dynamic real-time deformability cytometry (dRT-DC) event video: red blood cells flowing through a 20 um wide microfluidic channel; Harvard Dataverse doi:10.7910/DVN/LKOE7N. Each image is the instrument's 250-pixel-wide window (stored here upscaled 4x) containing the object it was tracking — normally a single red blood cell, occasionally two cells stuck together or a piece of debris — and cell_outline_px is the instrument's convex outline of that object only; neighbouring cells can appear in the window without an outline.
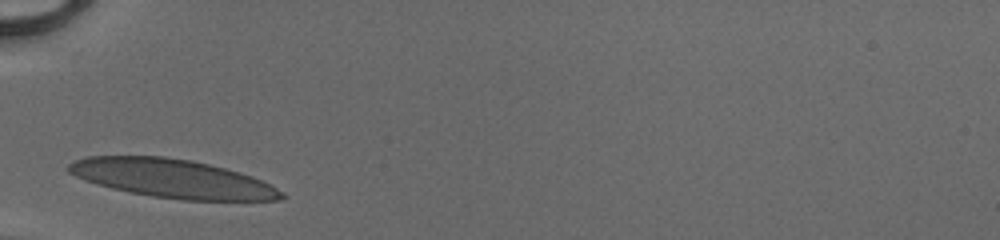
{"species": "human", "species_latin": "Homo sapiens", "temperature_condition": "cold", "stored_images_in_passage": 25, "camera_frame_rate_fps": 3000, "um_per_image_px": 0.085, "donor": {"sex": "male"}, "frame": {"image": 1, "passage_image": 1, "time_ms": 0.0, "image_size_px": [1000, 240], "cell_outline_px": [[284, 196], [276, 200], [184, 200], [152, 196], [112, 188], [96, 184], [84, 180], [68, 172], [68, 164], [72, 160], [88, 156], [164, 156], [192, 160], [240, 172], [252, 176], [276, 188]], "centroid_in_image_um": [14.58, 15.16], "position_along_channel_um": 70.4, "area_um2": 47.4}}
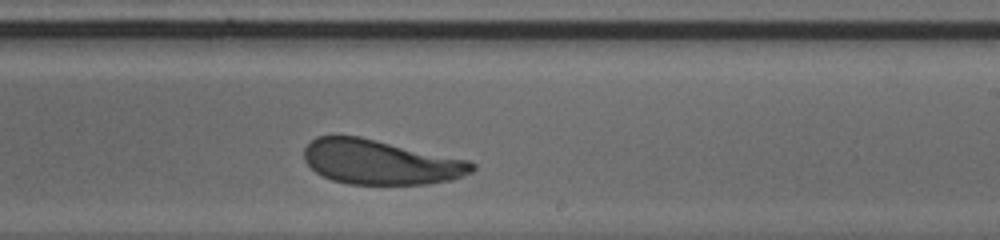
{"frame": {"image": 2, "passage_image": 15, "time_ms": 4.667, "image_size_px": [1000, 240], "cell_outline_px": [[476, 168], [472, 172], [452, 180], [428, 184], [348, 184], [332, 180], [316, 172], [304, 160], [304, 148], [316, 136], [360, 136], [468, 160], [476, 164]], "centroid_in_image_um": [32.35, 13.78], "position_along_channel_um": 256.7, "area_um2": 43.64}}
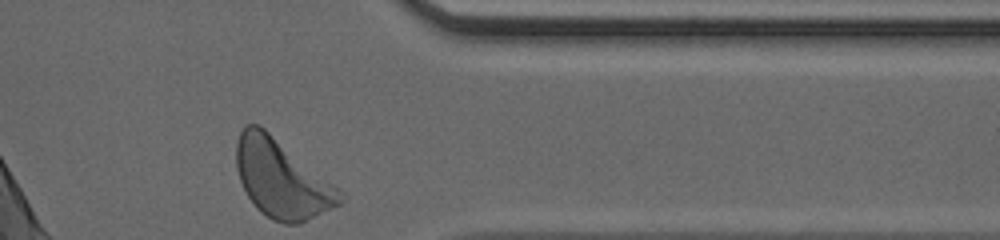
{"frame": {"image": 3, "passage_image": 25, "time_ms": 8.0, "image_size_px": [1000, 240], "cell_outline_px": [[344, 200], [340, 204], [300, 224], [284, 224], [272, 220], [260, 212], [256, 208], [248, 196], [240, 180], [236, 168], [236, 144], [240, 132], [248, 124], [256, 124], [264, 128], [336, 188], [344, 196]], "centroid_in_image_um": [23.89, 15.24], "position_along_channel_um": 387.5, "area_um2": 46.07}, "authors_computed_cell_mechanics": {"area_um2": 44.5638, "velocity_mm_per_s": 4.084, "shape_relaxation_time_tau1_ms": 2.846, "shape_relaxation_time_tau2_ms": 0.7541, "deformation_change_tau1": 0.12, "deformation_change_tau2": 0.0594}}